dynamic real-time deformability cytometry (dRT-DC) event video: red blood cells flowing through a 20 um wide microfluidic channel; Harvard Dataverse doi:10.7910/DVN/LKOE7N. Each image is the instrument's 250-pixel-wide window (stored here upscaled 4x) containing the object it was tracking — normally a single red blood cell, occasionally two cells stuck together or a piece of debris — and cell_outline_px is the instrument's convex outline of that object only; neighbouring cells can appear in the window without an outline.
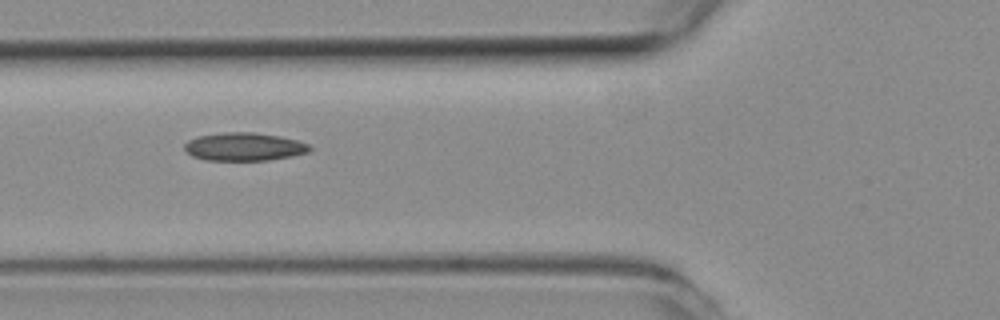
{"species": "common noctule bat (a hibernating species)", "species_latin": "Nyctalus noctula", "temperature_condition": "room temperature", "stored_images_in_passage": 5, "camera_frame_rate_fps": 3000, "um_per_image_px": 0.085, "animal": {"sex": "female", "body_mass_g": 19.3, "forearm_length_mm": 54.1}, "frame": {"image": 1, "passage_image": 3, "time_ms": 0.667, "image_size_px": [1000, 320], "cell_outline_px": [[312, 148], [308, 152], [292, 156], [268, 160], [204, 160], [192, 156], [184, 148], [184, 144], [188, 140], [196, 136], [224, 132], [252, 132], [280, 136], [296, 140], [308, 144]], "centroid_in_image_um": [20.73, 12.47], "position_along_channel_um": 105.1, "area_um2": 20.52}}